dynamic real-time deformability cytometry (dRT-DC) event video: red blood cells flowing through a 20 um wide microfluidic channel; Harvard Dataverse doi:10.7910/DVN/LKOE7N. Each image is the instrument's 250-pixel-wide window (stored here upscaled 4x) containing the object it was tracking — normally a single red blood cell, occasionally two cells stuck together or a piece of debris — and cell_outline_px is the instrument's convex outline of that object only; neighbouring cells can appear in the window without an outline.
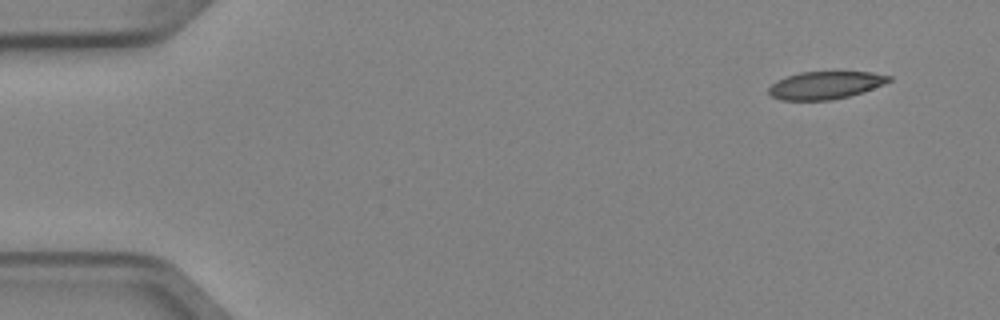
{"species": "Egyptian fruit bat (a non-hibernating species)", "species_latin": "Rousettus aegyptiacus", "temperature_condition": "cold", "stored_images_in_passage": 4, "camera_frame_rate_fps": 3000, "um_per_image_px": 0.085, "animal": {"sex": "female"}, "frame": {"image": 1, "passage_image": 1, "time_ms": 0.0, "image_size_px": [1000, 320], "cell_outline_px": [[892, 80], [884, 84], [848, 96], [832, 100], [780, 100], [772, 96], [768, 92], [768, 88], [776, 80], [800, 72], [872, 72], [892, 76]], "centroid_in_image_um": [70.14, 7.24], "position_along_channel_um": 14.9, "area_um2": 19.25}}
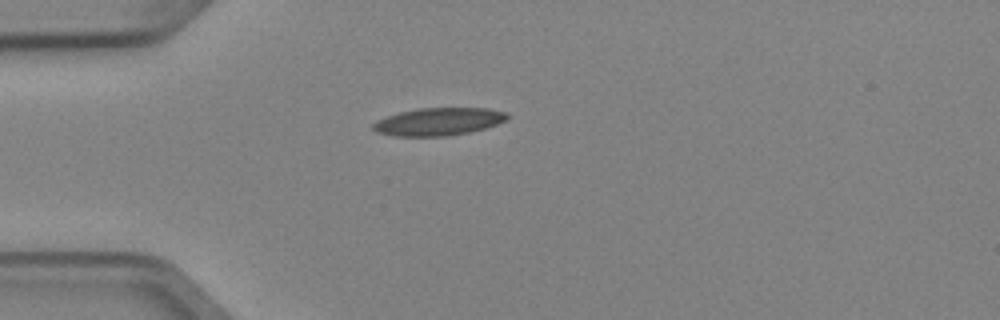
{"frame": {"image": 2, "passage_image": 4, "time_ms": 1.0, "image_size_px": [1000, 320], "cell_outline_px": [[508, 120], [484, 128], [468, 132], [448, 136], [392, 136], [376, 132], [372, 128], [372, 124], [376, 120], [400, 112], [420, 108], [488, 108], [508, 112]], "centroid_in_image_um": [37.27, 10.34], "position_along_channel_um": 47.7, "area_um2": 21.68}}